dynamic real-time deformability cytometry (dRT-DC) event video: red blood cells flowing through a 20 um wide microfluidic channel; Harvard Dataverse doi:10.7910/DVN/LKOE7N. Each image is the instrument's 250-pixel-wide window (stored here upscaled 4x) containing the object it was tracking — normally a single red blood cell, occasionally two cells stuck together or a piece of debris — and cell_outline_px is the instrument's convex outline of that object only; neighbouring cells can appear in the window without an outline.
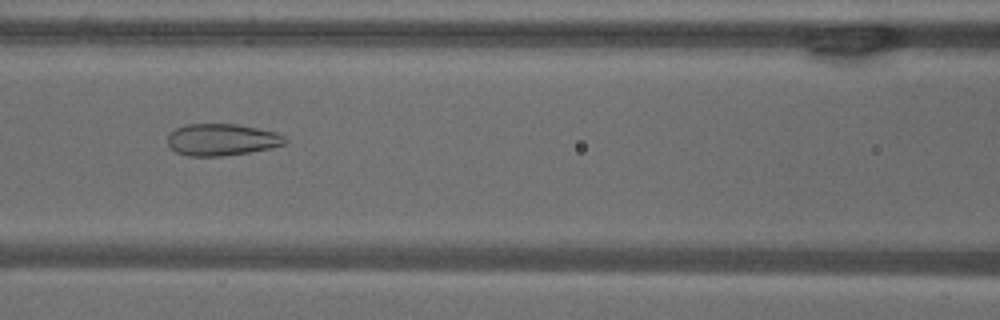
{"species": "common noctule bat (a hibernating species)", "species_latin": "Nyctalus noctula", "temperature_condition": "warm", "stored_images_in_passage": 53, "camera_frame_rate_fps": 3000, "um_per_image_px": 0.085, "animal": {"sex": "male", "body_mass_g": 18.8}, "frame": {"image": 1, "passage_image": 23, "time_ms": 7.333, "image_size_px": [1000, 320], "cell_outline_px": [[288, 140], [284, 144], [272, 148], [248, 152], [220, 156], [188, 156], [176, 152], [168, 144], [168, 136], [176, 128], [188, 124], [236, 124], [276, 132], [284, 136]], "centroid_in_image_um": [18.87, 11.87], "position_along_channel_um": 147.7, "area_um2": 21.62}}
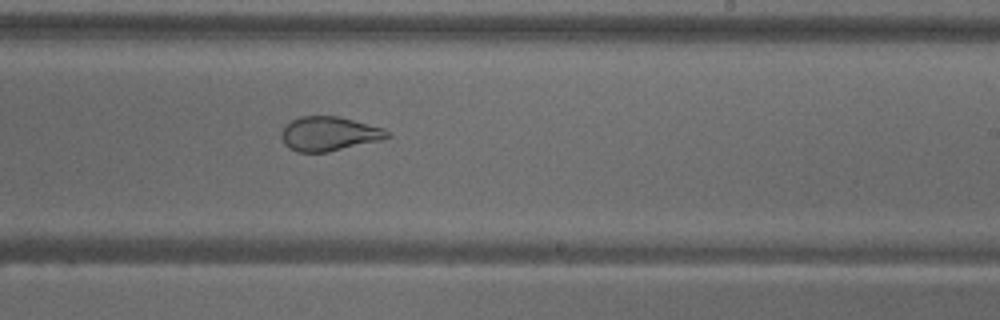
{"frame": {"image": 2, "passage_image": 32, "time_ms": 10.333, "image_size_px": [1000, 320], "cell_outline_px": [[392, 136], [380, 140], [328, 152], [296, 152], [288, 148], [284, 144], [280, 136], [280, 132], [292, 120], [300, 116], [336, 116], [384, 128]], "centroid_in_image_um": [27.94, 11.38], "position_along_channel_um": 261.1, "area_um2": 21.04}}
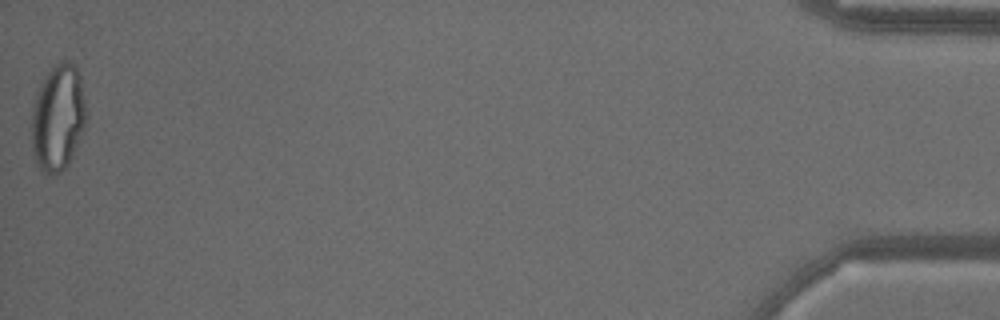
{"frame": {"image": 3, "passage_image": 53, "time_ms": 17.333, "image_size_px": [1000, 320], "cell_outline_px": [[84, 128], [68, 164], [56, 176], [48, 176], [40, 172], [36, 164], [32, 148], [32, 108], [40, 84], [44, 76], [60, 60], [72, 60], [80, 76], [84, 100]], "centroid_in_image_um": [4.89, 10.03], "position_along_channel_um": 430.3, "area_um2": 33.81}, "authors_computed_cell_mechanics": {"area_um2": 28.4376, "velocity_mm_per_s": 3.7912, "shape_relaxation_time_tau1_ms": null, "shape_relaxation_time_tau2_ms": 0.8451, "deformation_change_tau1": null, "deformation_change_tau2": 0.0774}}